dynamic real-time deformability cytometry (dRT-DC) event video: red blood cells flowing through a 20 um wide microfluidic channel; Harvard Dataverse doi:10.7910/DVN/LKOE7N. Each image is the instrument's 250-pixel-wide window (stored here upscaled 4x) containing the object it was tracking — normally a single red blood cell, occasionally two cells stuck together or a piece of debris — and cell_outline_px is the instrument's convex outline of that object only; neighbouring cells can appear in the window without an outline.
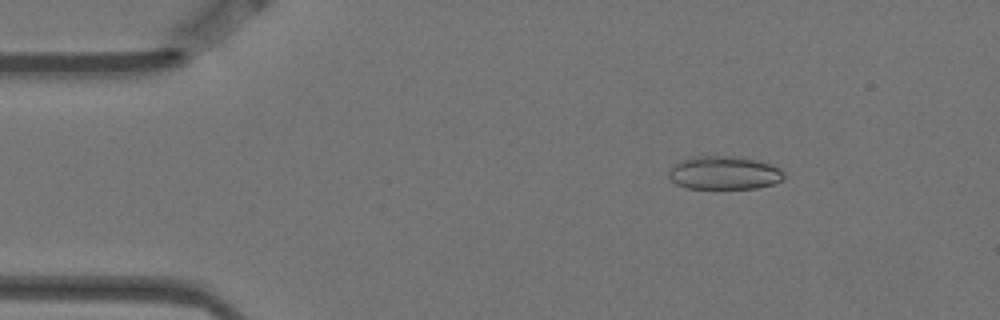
{"species": "Egyptian fruit bat (a non-hibernating species)", "species_latin": "Rousettus aegyptiacus", "temperature_condition": "warm", "stored_images_in_passage": 6, "camera_frame_rate_fps": 3000, "um_per_image_px": 0.085, "animal": {"sex": "female"}, "frame": {"image": 1, "passage_image": 3, "time_ms": 0.667, "image_size_px": [1000, 320], "cell_outline_px": [[784, 180], [772, 184], [756, 188], [688, 188], [676, 184], [668, 176], [668, 172], [676, 164], [700, 152], [716, 152], [740, 156], [760, 160], [772, 164], [780, 168], [784, 172]], "centroid_in_image_um": [61.57, 14.62], "position_along_channel_um": 23.4, "area_um2": 23.41}}